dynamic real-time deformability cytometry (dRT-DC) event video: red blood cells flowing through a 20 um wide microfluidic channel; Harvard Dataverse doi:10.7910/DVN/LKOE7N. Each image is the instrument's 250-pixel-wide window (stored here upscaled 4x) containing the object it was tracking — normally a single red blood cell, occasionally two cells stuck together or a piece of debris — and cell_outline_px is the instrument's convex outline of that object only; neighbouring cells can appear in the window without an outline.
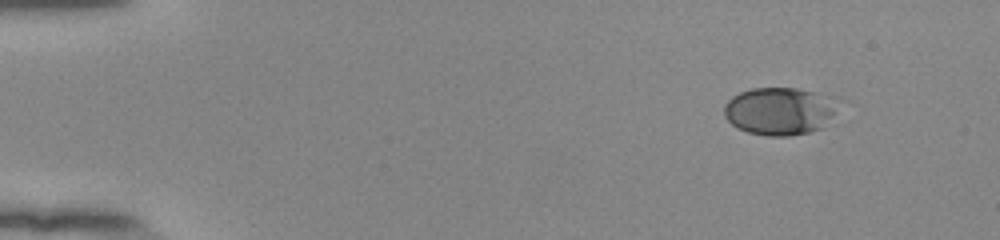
{"species": "human", "species_latin": "Homo sapiens", "temperature_condition": "room temperature", "stored_images_in_passage": 49, "camera_frame_rate_fps": 3000, "um_per_image_px": 0.085, "donor": {"sex": "female"}, "frame": {"image": 1, "passage_image": 1, "time_ms": 0.0, "image_size_px": [1000, 240], "cell_outline_px": [[840, 100], [832, 112], [820, 128], [808, 132], [788, 136], [768, 136], [748, 132], [736, 128], [724, 116], [724, 104], [732, 96], [740, 92], [752, 88], [796, 88], [832, 96]], "centroid_in_image_um": [66.21, 9.43], "position_along_channel_um": 18.8, "area_um2": 31.44}}
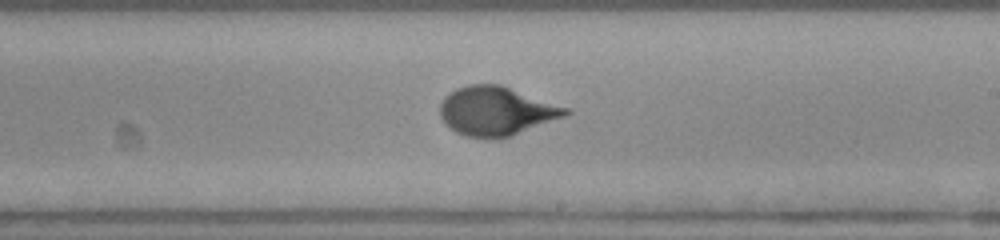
{"frame": {"image": 2, "passage_image": 28, "time_ms": 9.0, "image_size_px": [1000, 240], "cell_outline_px": [[572, 112], [564, 116], [512, 136], [496, 140], [488, 140], [464, 136], [456, 132], [440, 116], [440, 104], [444, 96], [456, 88], [468, 84], [500, 84], [568, 108]], "centroid_in_image_um": [42.16, 9.46], "position_along_channel_um": 246.8, "area_um2": 35.89}}
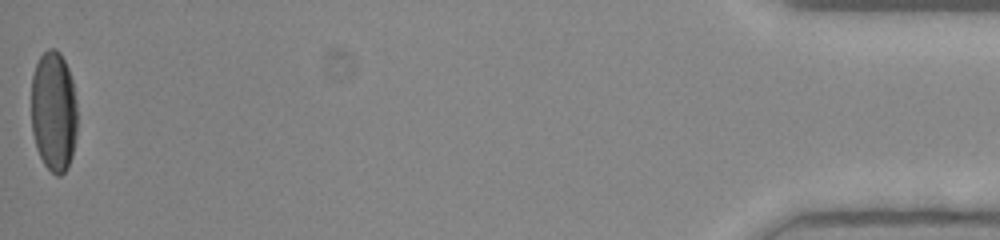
{"frame": {"image": 3, "passage_image": 49, "time_ms": 16.0, "image_size_px": [1000, 240], "cell_outline_px": [[76, 136], [72, 156], [68, 168], [60, 176], [56, 176], [44, 164], [36, 148], [32, 132], [32, 76], [36, 64], [40, 56], [48, 48], [56, 48], [60, 52], [68, 68], [72, 80], [76, 104]], "centroid_in_image_um": [4.56, 9.47], "position_along_channel_um": 430.6, "area_um2": 32.48}, "authors_computed_cell_mechanics": {"area_um2": 33.4084, "velocity_mm_per_s": 3.8901, "shape_relaxation_time_tau1_ms": 4.1309, "shape_relaxation_time_tau2_ms": null, "deformation_change_tau1": 0.2061, "deformation_change_tau2": null}}